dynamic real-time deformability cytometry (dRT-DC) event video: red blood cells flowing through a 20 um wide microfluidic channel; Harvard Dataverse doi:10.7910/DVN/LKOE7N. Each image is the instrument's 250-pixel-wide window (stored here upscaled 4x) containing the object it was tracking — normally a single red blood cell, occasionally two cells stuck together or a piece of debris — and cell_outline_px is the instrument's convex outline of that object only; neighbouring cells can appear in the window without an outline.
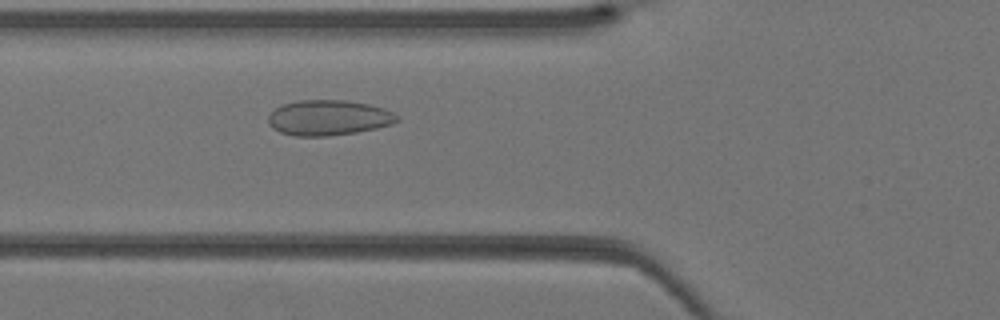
{"species": "Egyptian fruit bat (a non-hibernating species)", "species_latin": "Rousettus aegyptiacus", "temperature_condition": "warm", "stored_images_in_passage": 31, "camera_frame_rate_fps": 3000, "um_per_image_px": 0.085, "animal": {"sex": "female"}, "frame": {"image": 1, "passage_image": 5, "time_ms": 1.333, "image_size_px": [1000, 320], "cell_outline_px": [[400, 120], [392, 124], [376, 128], [356, 132], [328, 136], [292, 136], [280, 132], [272, 128], [268, 124], [268, 116], [280, 104], [296, 100], [344, 100], [368, 104], [384, 108], [392, 112]], "centroid_in_image_um": [27.88, 10.0], "position_along_channel_um": 97.9, "area_um2": 26.65}}
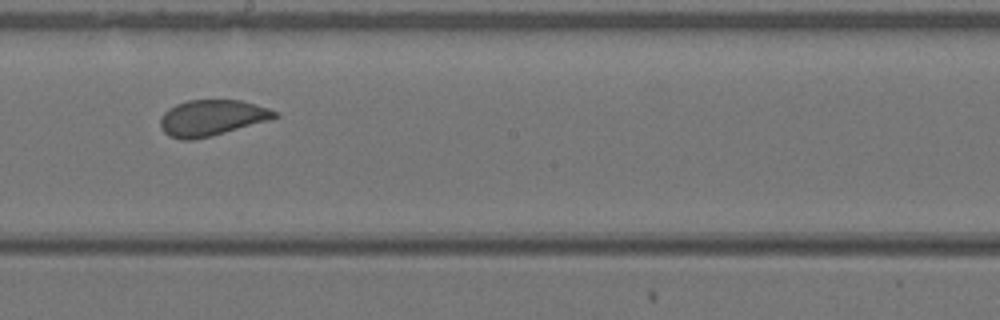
{"frame": {"image": 2, "passage_image": 13, "time_ms": 4.0, "image_size_px": [1000, 320], "cell_outline_px": [[280, 116], [268, 120], [224, 132], [192, 140], [180, 140], [168, 136], [160, 128], [160, 120], [164, 112], [168, 108], [176, 104], [188, 100], [240, 100], [268, 108], [280, 112]], "centroid_in_image_um": [17.97, 10.01], "position_along_channel_um": 230.2, "area_um2": 23.81}}
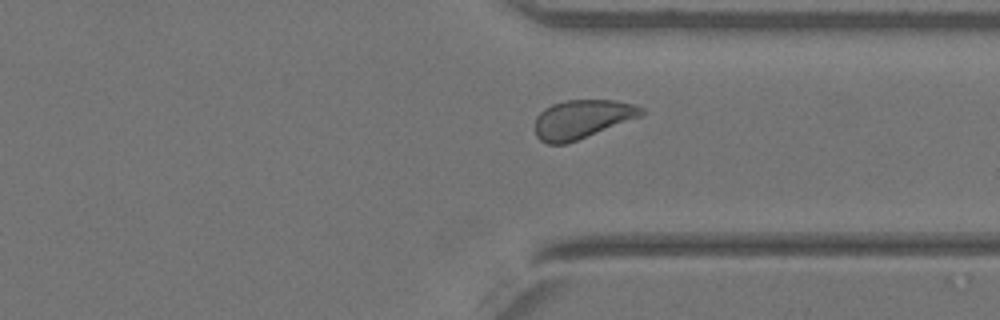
{"frame": {"image": 3, "passage_image": 21, "time_ms": 6.667, "image_size_px": [1000, 320], "cell_outline_px": [[644, 116], [568, 144], [548, 144], [540, 140], [536, 136], [536, 116], [544, 108], [552, 104], [564, 100], [616, 100], [632, 104], [644, 108]], "centroid_in_image_um": [49.51, 10.14], "position_along_channel_um": 361.9, "area_um2": 24.39}}